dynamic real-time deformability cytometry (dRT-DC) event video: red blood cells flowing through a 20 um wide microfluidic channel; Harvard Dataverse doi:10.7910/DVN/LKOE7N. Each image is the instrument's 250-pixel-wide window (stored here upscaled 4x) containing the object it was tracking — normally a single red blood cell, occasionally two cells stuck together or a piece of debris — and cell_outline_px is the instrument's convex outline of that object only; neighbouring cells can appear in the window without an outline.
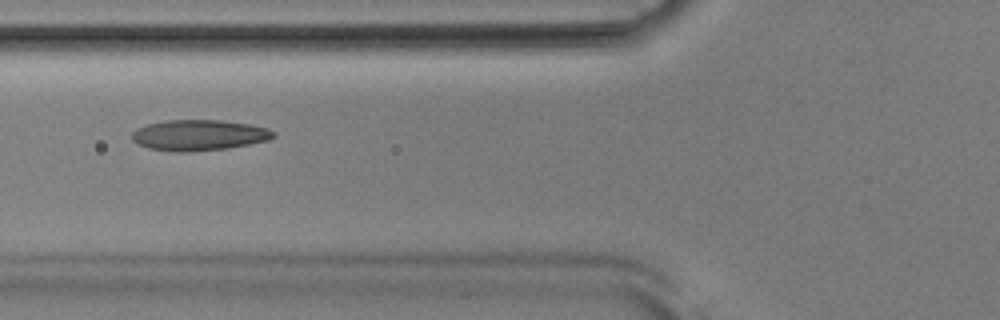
{"species": "Egyptian fruit bat (a non-hibernating species)", "species_latin": "Rousettus aegyptiacus", "temperature_condition": "room temperature", "stored_images_in_passage": 36, "camera_frame_rate_fps": 3000, "um_per_image_px": 0.085, "animal": {"sex": "male"}, "frame": {"image": 1, "passage_image": 7, "time_ms": 2.0, "image_size_px": [1000, 320], "cell_outline_px": [[276, 136], [268, 140], [228, 148], [188, 152], [176, 152], [148, 148], [136, 144], [132, 140], [132, 132], [136, 128], [148, 124], [164, 120], [220, 120], [248, 124], [268, 128], [276, 132]], "centroid_in_image_um": [16.89, 11.49], "position_along_channel_um": 108.9, "area_um2": 25.49}}
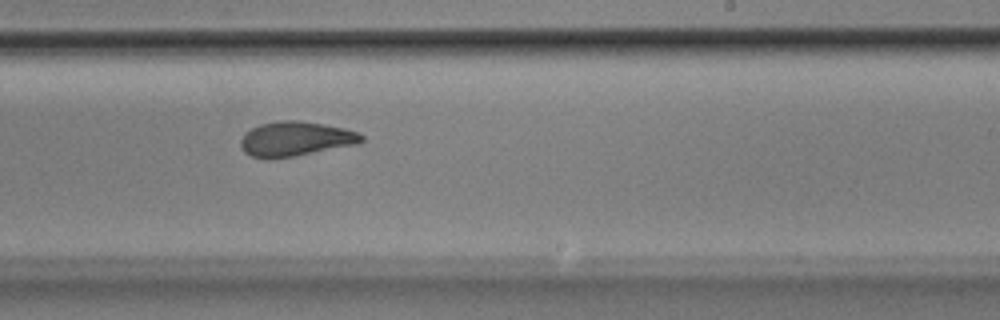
{"frame": {"image": 2, "passage_image": 19, "time_ms": 6.0, "image_size_px": [1000, 320], "cell_outline_px": [[364, 140], [360, 144], [292, 156], [268, 160], [252, 156], [244, 152], [240, 144], [240, 140], [244, 132], [260, 124], [280, 120], [296, 120], [324, 124], [344, 128], [356, 132], [364, 136]], "centroid_in_image_um": [25.1, 11.81], "position_along_channel_um": 263.9, "area_um2": 24.51}}
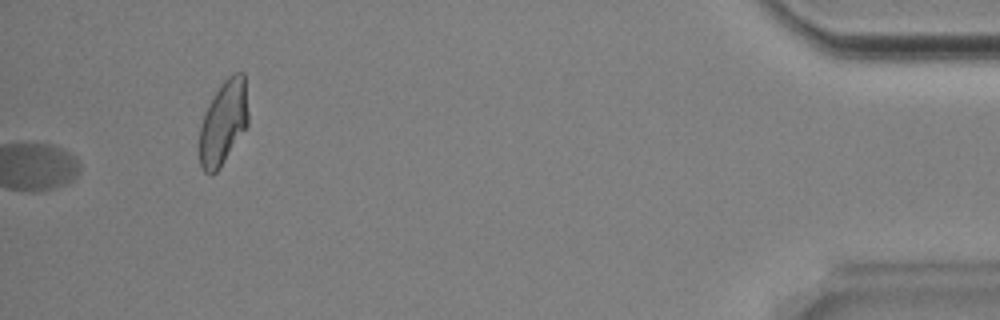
{"frame": {"image": 3, "passage_image": 36, "time_ms": 11.667, "image_size_px": [1000, 320], "cell_outline_px": [[248, 124], [216, 172], [212, 176], [204, 172], [200, 164], [200, 124], [204, 112], [208, 104], [220, 84], [232, 72], [244, 72], [248, 112]], "centroid_in_image_um": [18.98, 10.38], "position_along_channel_um": 416.2, "area_um2": 23.81}, "authors_computed_cell_mechanics": {"area_um2": 24.5939, "velocity_mm_per_s": 3.8786, "shape_relaxation_time_tau1_ms": 4.4504, "shape_relaxation_time_tau2_ms": 1.2926, "deformation_change_tau1": 0.1473, "deformation_change_tau2": 0.0842}}